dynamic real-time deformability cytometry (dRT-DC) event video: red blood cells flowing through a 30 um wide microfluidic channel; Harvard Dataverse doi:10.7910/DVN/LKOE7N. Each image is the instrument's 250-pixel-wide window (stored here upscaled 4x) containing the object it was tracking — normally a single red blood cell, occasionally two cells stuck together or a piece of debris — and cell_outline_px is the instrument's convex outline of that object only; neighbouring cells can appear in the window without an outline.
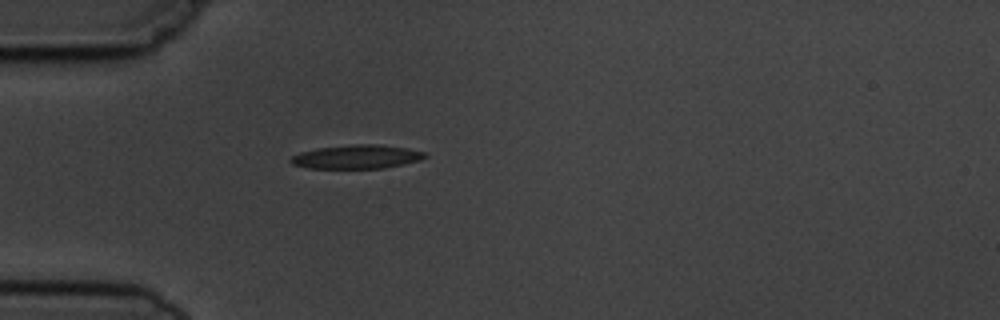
{"species": "common noctule bat (a hibernating species)", "species_latin": "Nyctalus noctula", "temperature_condition": "cold", "stored_images_in_passage": 1, "camera_frame_rate_fps": 3000, "um_per_image_px": 0.085, "animal": {"sex": "male", "body_mass_g": 19.5, "forearm_length_mm": 54.6}, "frame": {"image": 1, "passage_image": 1, "time_ms": 0.0, "image_size_px": [1000, 320], "cell_outline_px": [[428, 156], [420, 160], [384, 168], [308, 168], [292, 164], [288, 160], [292, 156], [300, 152], [316, 148], [356, 144], [380, 144], [408, 148], [424, 152]], "centroid_in_image_um": [30.31, 13.32], "position_along_channel_um": 54.7, "area_um2": 18.61}}